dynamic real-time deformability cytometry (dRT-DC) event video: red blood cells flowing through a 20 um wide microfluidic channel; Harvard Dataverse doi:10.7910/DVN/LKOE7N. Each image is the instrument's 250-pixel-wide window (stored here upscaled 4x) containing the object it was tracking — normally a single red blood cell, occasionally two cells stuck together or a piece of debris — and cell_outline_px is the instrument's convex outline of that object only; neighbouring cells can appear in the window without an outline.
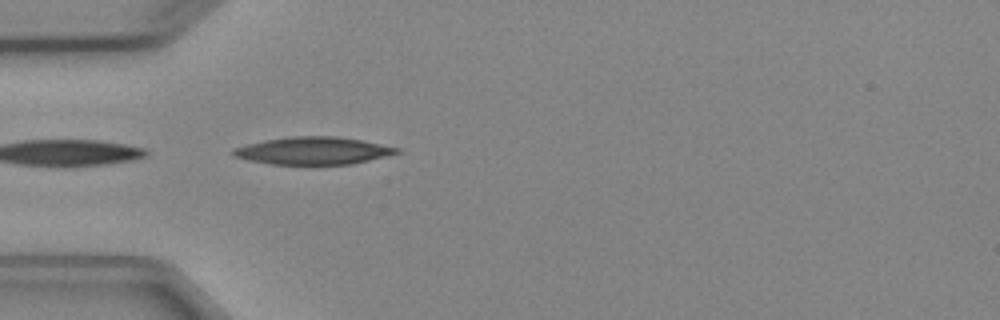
{"species": "Egyptian fruit bat (a non-hibernating species)", "species_latin": "Rousettus aegyptiacus", "temperature_condition": "cold", "stored_images_in_passage": 1, "camera_frame_rate_fps": 3000, "um_per_image_px": 0.085, "animal": {"sex": "female"}, "frame": {"image": 1, "passage_image": 1, "time_ms": 0.0, "image_size_px": [1000, 320], "cell_outline_px": [[404, 152], [352, 164], [272, 164], [248, 160], [232, 156], [232, 148], [264, 140], [292, 136], [336, 136], [360, 140], [400, 148]], "centroid_in_image_um": [26.63, 12.81], "position_along_channel_um": 58.4, "area_um2": 26.18}}